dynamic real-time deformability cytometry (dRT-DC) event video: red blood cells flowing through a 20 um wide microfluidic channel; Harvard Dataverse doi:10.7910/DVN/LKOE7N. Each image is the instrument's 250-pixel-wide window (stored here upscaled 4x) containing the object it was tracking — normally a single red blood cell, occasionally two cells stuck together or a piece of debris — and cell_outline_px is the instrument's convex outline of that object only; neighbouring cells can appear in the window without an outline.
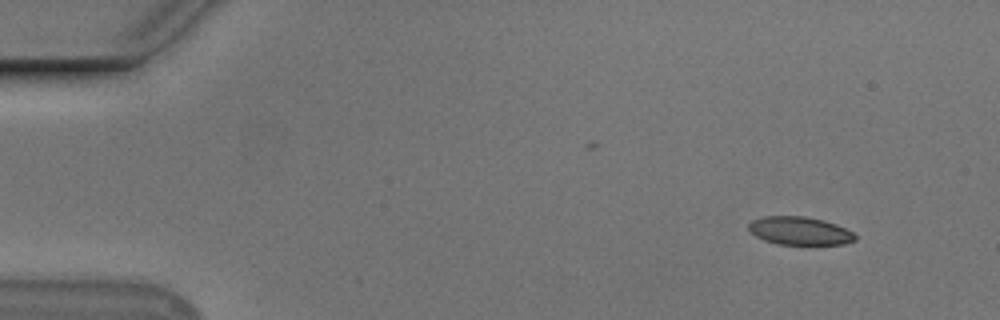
{"species": "Egyptian fruit bat (a non-hibernating species)", "species_latin": "Rousettus aegyptiacus", "temperature_condition": "cold", "stored_images_in_passage": 51, "camera_frame_rate_fps": 3000, "um_per_image_px": 0.085, "animal": {"sex": "male"}, "frame": {"image": 1, "passage_image": 1, "time_ms": 0.0, "image_size_px": [1000, 320], "cell_outline_px": [[856, 240], [844, 244], [776, 244], [764, 240], [756, 236], [748, 228], [748, 224], [752, 220], [764, 216], [804, 216], [824, 220], [836, 224], [852, 232], [856, 236]], "centroid_in_image_um": [67.96, 19.61], "position_along_channel_um": 17.0, "area_um2": 17.4}}
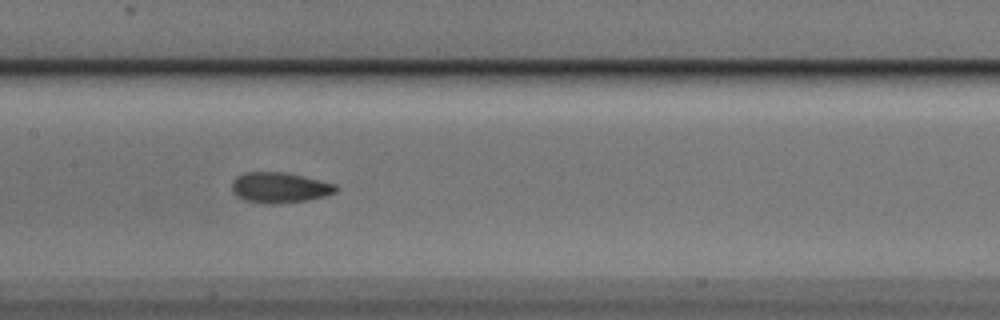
{"frame": {"image": 2, "passage_image": 23, "time_ms": 7.333, "image_size_px": [1000, 320], "cell_outline_px": [[336, 192], [324, 196], [308, 200], [280, 204], [264, 204], [244, 200], [236, 196], [232, 192], [232, 180], [236, 176], [244, 172], [288, 172], [336, 184]], "centroid_in_image_um": [23.73, 15.95], "position_along_channel_um": 183.7, "area_um2": 18.79}}
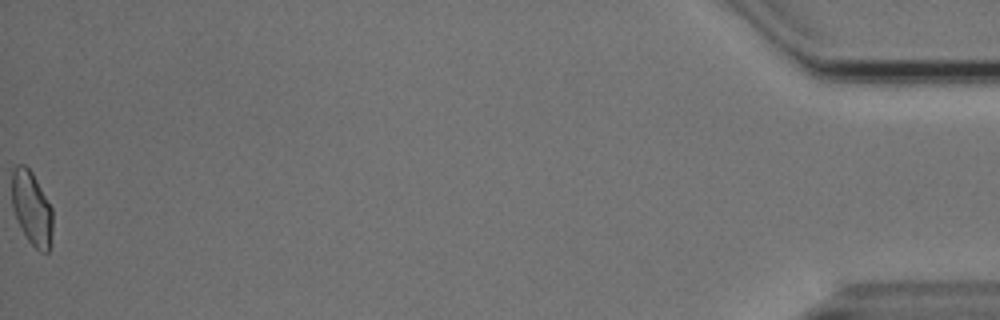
{"frame": {"image": 3, "passage_image": 51, "time_ms": 16.667, "image_size_px": [1000, 320], "cell_outline_px": [[52, 244], [48, 252], [40, 252], [28, 240], [12, 208], [12, 172], [16, 164], [24, 164], [32, 172], [52, 208]], "centroid_in_image_um": [2.71, 17.71], "position_along_channel_um": 432.5, "area_um2": 17.46}, "authors_computed_cell_mechanics": {"area_um2": 18.1492, "velocity_mm_per_s": 3.7453, "shape_relaxation_time_tau1_ms": 4.6332, "shape_relaxation_time_tau2_ms": 2.1734, "deformation_change_tau1": 0.1042, "deformation_change_tau2": 0.051}}